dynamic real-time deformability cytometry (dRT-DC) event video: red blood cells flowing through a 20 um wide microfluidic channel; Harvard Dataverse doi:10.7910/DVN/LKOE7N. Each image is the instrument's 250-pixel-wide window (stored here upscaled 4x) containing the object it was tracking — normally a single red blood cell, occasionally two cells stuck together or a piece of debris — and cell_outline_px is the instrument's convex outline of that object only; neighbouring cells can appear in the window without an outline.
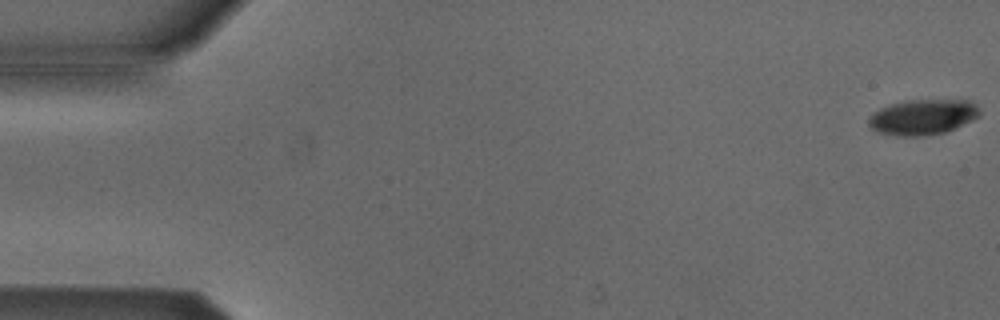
{"species": "Egyptian fruit bat (a non-hibernating species)", "species_latin": "Rousettus aegyptiacus", "temperature_condition": "cold", "stored_images_in_passage": 6, "segment_of_instrument_passage": [1, 2], "camera_frame_rate_fps": 3000, "um_per_image_px": 0.085, "animal": {"sex": "male"}, "frame": {"image": 1, "passage_image": 1, "time_ms": 0.0, "image_size_px": [1000, 320], "cell_outline_px": [[980, 116], [972, 120], [944, 132], [924, 136], [896, 136], [880, 132], [872, 128], [868, 124], [868, 120], [880, 108], [892, 104], [908, 100], [968, 100], [976, 104], [980, 112]], "centroid_in_image_um": [78.46, 9.95], "position_along_channel_um": 6.5, "area_um2": 22.6}}
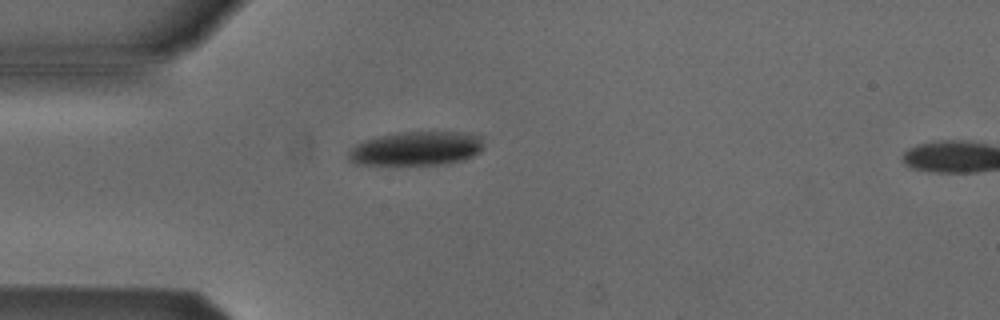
{"frame": {"image": 2, "passage_image": 5, "time_ms": 4.667, "image_size_px": [1000, 320], "cell_outline_px": [[484, 136], [480, 152], [464, 160], [444, 164], [356, 164], [348, 160], [348, 152], [356, 144], [364, 140], [380, 136], [404, 132], [460, 132]], "centroid_in_image_um": [35.41, 12.62], "position_along_channel_um": 49.6, "area_um2": 26.65}}